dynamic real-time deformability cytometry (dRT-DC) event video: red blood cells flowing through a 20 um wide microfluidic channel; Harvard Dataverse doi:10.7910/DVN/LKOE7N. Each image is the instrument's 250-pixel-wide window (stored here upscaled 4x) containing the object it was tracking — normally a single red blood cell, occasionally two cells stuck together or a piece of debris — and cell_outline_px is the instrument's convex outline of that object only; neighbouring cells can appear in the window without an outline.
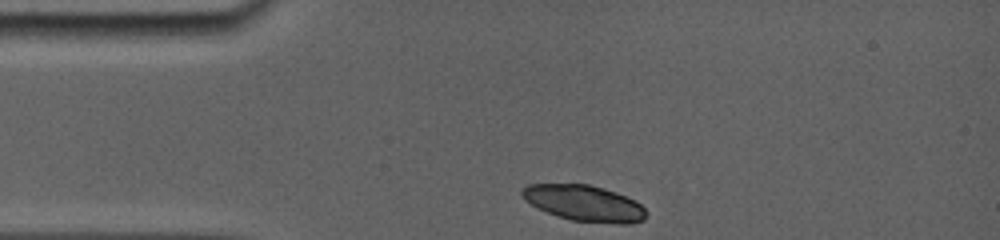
{"species": "common noctule bat (a hibernating species)", "species_latin": "Nyctalus noctula", "temperature_condition": "room temperature", "stored_images_in_passage": 4, "camera_frame_rate_fps": 5000, "um_per_image_px": 0.085, "animal": {"sex": "female", "body_mass_g": 19.0, "forearm_length_mm": 56.7}, "frame": {"image": 1, "passage_image": 1, "time_ms": 0.0, "image_size_px": [1000, 240], "cell_outline_px": [[648, 212], [644, 220], [628, 224], [616, 224], [572, 220], [536, 208], [524, 200], [520, 192], [528, 184], [588, 184], [604, 188], [616, 192], [636, 200]], "centroid_in_image_um": [49.68, 17.27], "position_along_channel_um": 35.3, "area_um2": 26.13}}